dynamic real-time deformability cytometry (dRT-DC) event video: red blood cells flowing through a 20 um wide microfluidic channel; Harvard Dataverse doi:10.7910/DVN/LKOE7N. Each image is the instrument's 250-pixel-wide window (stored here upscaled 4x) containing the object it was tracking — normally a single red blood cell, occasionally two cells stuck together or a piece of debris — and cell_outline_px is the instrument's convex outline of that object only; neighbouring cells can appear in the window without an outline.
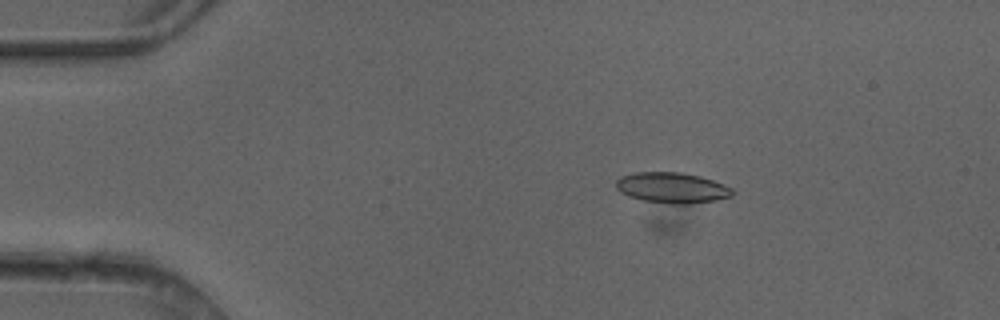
{"species": "common noctule bat (a hibernating species)", "species_latin": "Nyctalus noctula", "temperature_condition": "cold", "stored_images_in_passage": 5, "camera_frame_rate_fps": 3000, "um_per_image_px": 0.085, "animal": {"sex": "female"}, "frame": {"image": 1, "passage_image": 1, "time_ms": 0.0, "image_size_px": [1000, 320], "cell_outline_px": [[736, 192], [732, 196], [716, 200], [688, 204], [668, 204], [644, 200], [628, 196], [620, 192], [616, 188], [616, 180], [620, 176], [636, 172], [680, 172], [700, 176], [724, 184], [732, 188]], "centroid_in_image_um": [57.13, 15.96], "position_along_channel_um": 27.9, "area_um2": 20.92}}
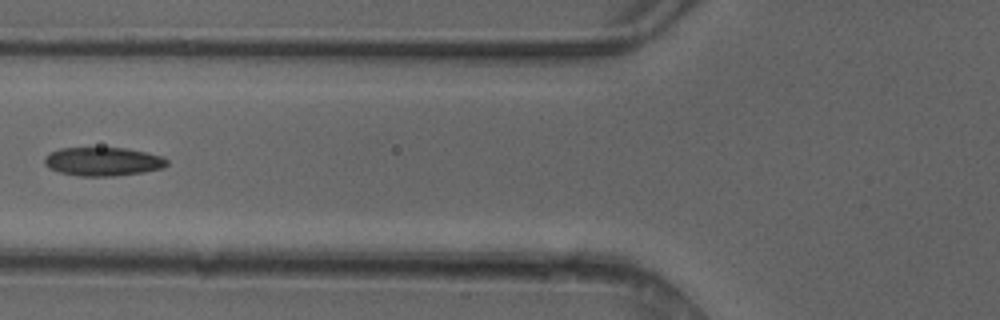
{"frame": {"image": 2, "passage_image": 4, "time_ms": 1.0, "image_size_px": [1000, 320], "cell_outline_px": [[168, 164], [164, 168], [144, 172], [116, 176], [80, 176], [60, 172], [48, 168], [44, 164], [44, 156], [60, 148], [124, 148], [164, 156], [168, 160]], "centroid_in_image_um": [8.77, 13.74], "position_along_channel_um": 117.0, "area_um2": 20.52}}
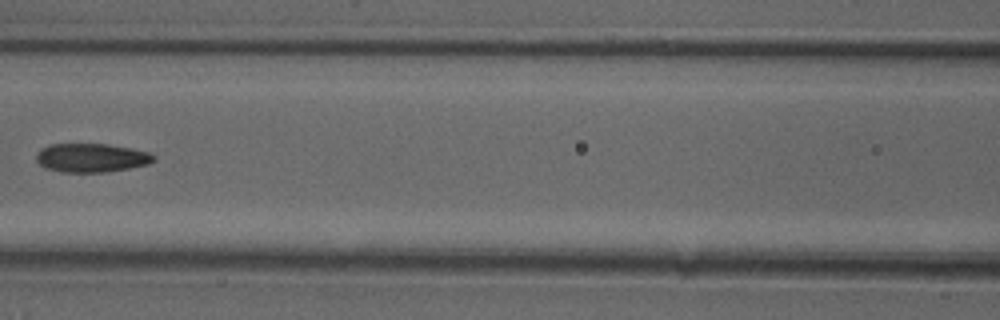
{"frame": {"image": 3, "passage_image": 5, "time_ms": 1.333, "image_size_px": [1000, 320], "cell_outline_px": [[156, 160], [148, 164], [128, 168], [104, 172], [60, 172], [44, 168], [36, 160], [36, 152], [40, 148], [48, 144], [108, 144], [132, 148], [148, 152], [156, 156]], "centroid_in_image_um": [7.74, 13.4], "position_along_channel_um": 158.9, "area_um2": 19.88}}